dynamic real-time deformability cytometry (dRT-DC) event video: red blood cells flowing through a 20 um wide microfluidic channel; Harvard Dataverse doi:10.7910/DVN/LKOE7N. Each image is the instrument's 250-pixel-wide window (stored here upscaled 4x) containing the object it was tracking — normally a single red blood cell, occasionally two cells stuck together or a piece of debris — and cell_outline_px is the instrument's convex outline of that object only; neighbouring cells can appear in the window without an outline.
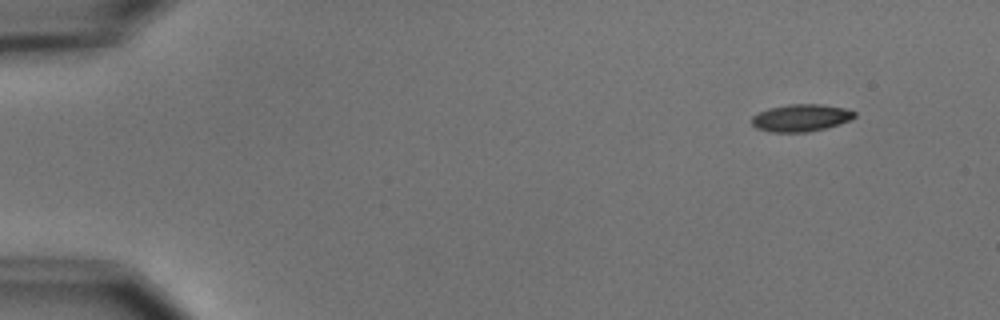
{"species": "common noctule bat (a hibernating species)", "species_latin": "Nyctalus noctula", "temperature_condition": "cold", "stored_images_in_passage": 4, "camera_frame_rate_fps": 3000, "um_per_image_px": 0.085, "animal": {"sex": "male", "body_mass_g": 15.6}, "frame": {"image": 1, "passage_image": 1, "time_ms": 0.0, "image_size_px": [1000, 320], "cell_outline_px": [[856, 116], [840, 124], [808, 132], [772, 132], [756, 128], [752, 124], [752, 116], [768, 108], [788, 104], [820, 104], [844, 108], [856, 112]], "centroid_in_image_um": [68.07, 10.01], "position_along_channel_um": 16.9, "area_um2": 16.24}}
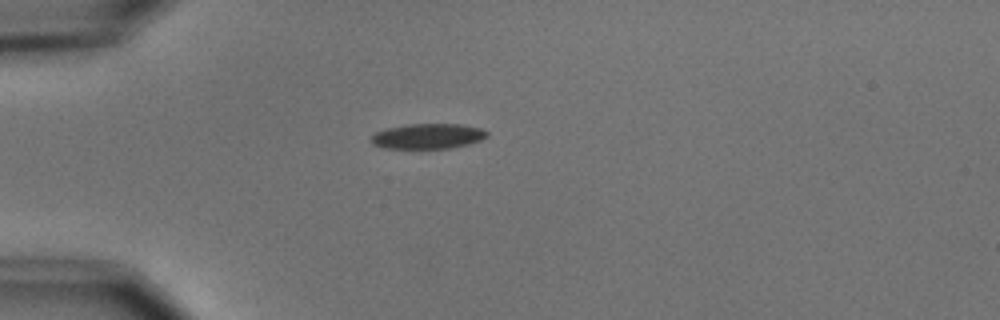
{"frame": {"image": 2, "passage_image": 4, "time_ms": 3.333, "image_size_px": [1000, 320], "cell_outline_px": [[488, 136], [480, 140], [468, 144], [448, 148], [384, 148], [372, 144], [372, 136], [376, 132], [388, 128], [408, 124], [460, 124], [480, 128], [488, 132]], "centroid_in_image_um": [36.38, 11.57], "position_along_channel_um": 48.6, "area_um2": 16.82}}